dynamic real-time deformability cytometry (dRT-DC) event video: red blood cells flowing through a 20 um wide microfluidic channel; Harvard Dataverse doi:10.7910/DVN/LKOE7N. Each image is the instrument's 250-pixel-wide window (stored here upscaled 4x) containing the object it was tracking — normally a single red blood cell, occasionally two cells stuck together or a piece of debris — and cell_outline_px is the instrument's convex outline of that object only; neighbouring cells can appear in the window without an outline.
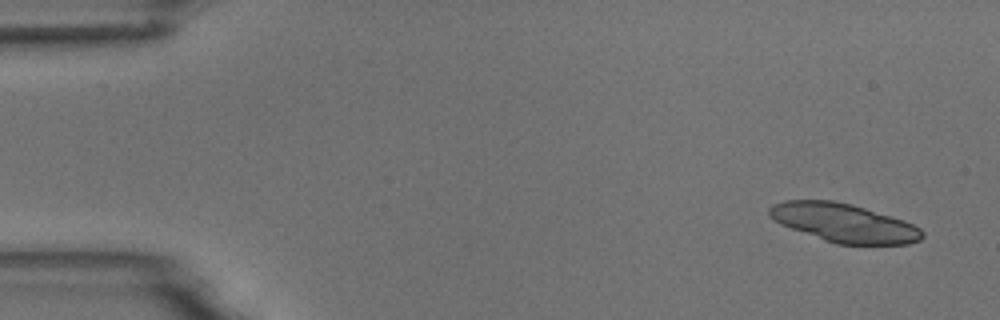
{"species": "common noctule bat (a hibernating species)", "species_latin": "Nyctalus noctula", "temperature_condition": "room temperature", "stored_images_in_passage": 5, "camera_frame_rate_fps": 3000, "um_per_image_px": 0.085, "animal": {"sex": "male", "body_mass_g": 18.8}, "frame": {"image": 1, "passage_image": 1, "time_ms": 0.0, "image_size_px": [1000, 320], "cell_outline_px": [[924, 236], [920, 240], [908, 244], [836, 244], [824, 240], [780, 224], [772, 220], [768, 216], [768, 208], [772, 204], [784, 200], [832, 200], [852, 204], [892, 216], [904, 220], [920, 228], [924, 232]], "centroid_in_image_um": [71.71, 18.93], "position_along_channel_um": 13.3, "area_um2": 34.51}}